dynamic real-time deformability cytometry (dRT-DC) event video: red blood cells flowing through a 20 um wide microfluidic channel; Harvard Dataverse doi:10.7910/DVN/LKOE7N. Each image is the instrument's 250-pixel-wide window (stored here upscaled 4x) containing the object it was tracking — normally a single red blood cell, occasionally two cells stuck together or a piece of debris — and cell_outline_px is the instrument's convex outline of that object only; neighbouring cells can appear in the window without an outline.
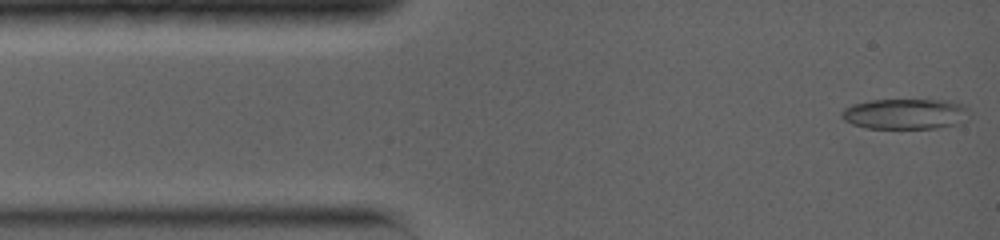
{"species": "common noctule bat (a hibernating species)", "species_latin": "Nyctalus noctula", "temperature_condition": "warm", "stored_images_in_passage": 29, "camera_frame_rate_fps": 5000, "um_per_image_px": 0.085, "animal": {"sex": "female", "body_mass_g": 19.0, "forearm_length_mm": 56.7}, "frame": {"image": 1, "passage_image": 1, "time_ms": 0.0, "image_size_px": [1000, 240], "cell_outline_px": [[968, 120], [960, 124], [936, 128], [864, 128], [852, 124], [844, 120], [840, 116], [840, 112], [844, 108], [852, 104], [872, 100], [948, 100], [964, 104]], "centroid_in_image_um": [76.93, 9.69], "position_along_channel_um": 8.1, "area_um2": 22.89}}
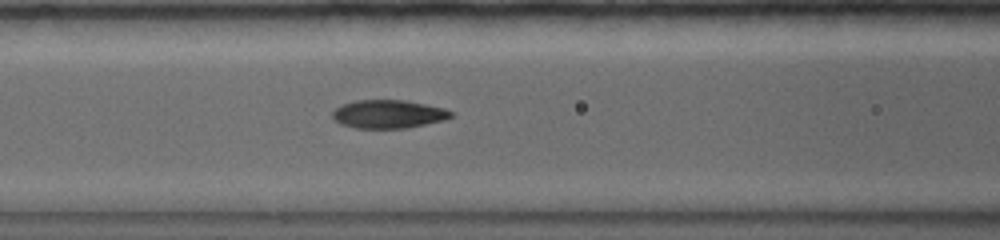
{"frame": {"image": 2, "passage_image": 12, "time_ms": 4.8, "image_size_px": [1000, 240], "cell_outline_px": [[452, 116], [444, 120], [408, 128], [356, 128], [340, 124], [332, 116], [332, 112], [340, 104], [356, 100], [404, 100], [444, 108], [452, 112]], "centroid_in_image_um": [32.98, 9.7], "position_along_channel_um": 133.6, "area_um2": 19.54}}
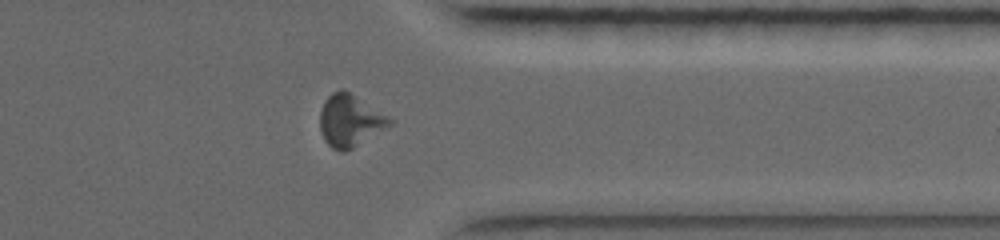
{"frame": {"image": 3, "passage_image": 26, "time_ms": 11.0, "image_size_px": [1000, 240], "cell_outline_px": [[396, 120], [392, 124], [352, 148], [344, 152], [340, 152], [332, 148], [324, 140], [320, 132], [320, 108], [324, 100], [332, 92], [340, 88], [344, 88]], "centroid_in_image_um": [29.74, 10.22], "position_along_channel_um": 381.7, "area_um2": 21.44}, "authors_computed_cell_mechanics": {"area_um2": 20.1722, "velocity_mm_per_s": 4.0504, "shape_relaxation_time_tau1_ms": 4.3312, "shape_relaxation_time_tau2_ms": 2.4418, "deformation_change_tau1": 0.1805, "deformation_change_tau2": 0.0931}}